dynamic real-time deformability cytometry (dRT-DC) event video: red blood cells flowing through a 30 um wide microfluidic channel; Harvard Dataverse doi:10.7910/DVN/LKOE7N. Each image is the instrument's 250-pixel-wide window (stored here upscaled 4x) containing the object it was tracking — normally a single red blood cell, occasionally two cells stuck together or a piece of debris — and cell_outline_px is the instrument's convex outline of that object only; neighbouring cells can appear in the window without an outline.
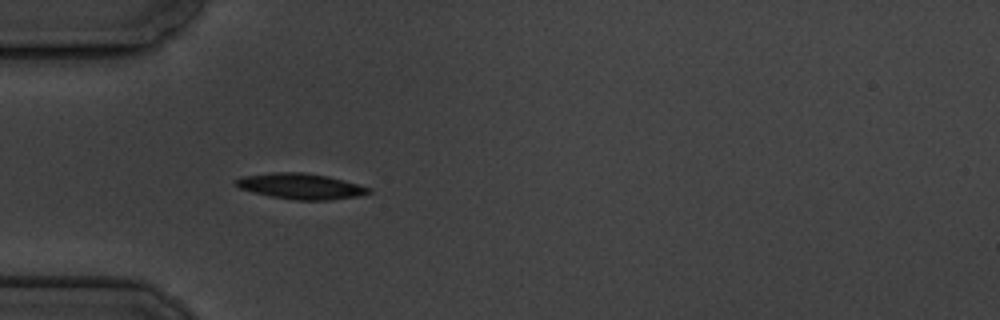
{"species": "common noctule bat (a hibernating species)", "species_latin": "Nyctalus noctula", "temperature_condition": "cold", "stored_images_in_passage": 4, "camera_frame_rate_fps": 3000, "um_per_image_px": 0.085, "animal": {"sex": "male", "body_mass_g": 19.5, "forearm_length_mm": 54.6}, "frame": {"image": 1, "passage_image": 4, "time_ms": 4.333, "image_size_px": [1000, 320], "cell_outline_px": [[372, 192], [360, 196], [328, 200], [296, 200], [272, 196], [240, 188], [236, 184], [236, 180], [244, 176], [272, 172], [304, 172], [328, 176], [344, 180], [372, 188]], "centroid_in_image_um": [25.65, 15.82], "position_along_channel_um": 59.4, "area_um2": 19.71}}